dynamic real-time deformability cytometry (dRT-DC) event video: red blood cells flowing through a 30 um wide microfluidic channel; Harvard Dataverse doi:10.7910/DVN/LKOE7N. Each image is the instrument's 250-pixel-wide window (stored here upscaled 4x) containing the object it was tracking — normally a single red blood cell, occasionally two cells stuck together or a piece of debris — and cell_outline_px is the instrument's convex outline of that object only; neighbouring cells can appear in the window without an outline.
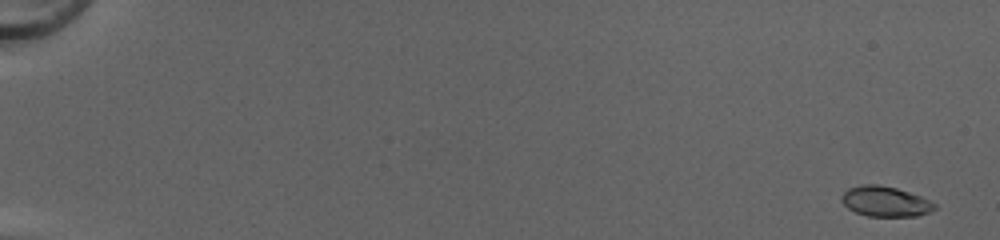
{"species": "common noctule bat (a hibernating species)", "species_latin": "Nyctalus noctula", "temperature_condition": "cold", "stored_images_in_passage": 50, "camera_frame_rate_fps": 3000, "um_per_image_px": 0.085, "animal": {"sex": "female", "body_mass_g": 20.0, "forearm_length_mm": 54.0}, "frame": {"image": 1, "passage_image": 1, "time_ms": 0.0, "image_size_px": [1000, 240], "cell_outline_px": [[936, 208], [928, 212], [916, 216], [868, 216], [856, 212], [848, 208], [840, 200], [840, 196], [848, 188], [860, 184], [876, 184], [896, 188], [920, 196], [936, 204]], "centroid_in_image_um": [75.21, 17.11], "position_along_channel_um": 9.8, "area_um2": 16.3}}
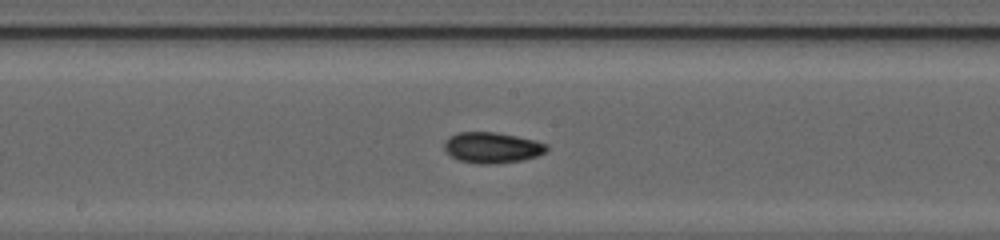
{"frame": {"image": 2, "passage_image": 29, "time_ms": 9.333, "image_size_px": [1000, 240], "cell_outline_px": [[548, 148], [544, 152], [536, 156], [520, 160], [496, 164], [476, 164], [456, 160], [444, 152], [444, 140], [448, 136], [460, 132], [496, 132], [536, 140], [548, 144]], "centroid_in_image_um": [41.77, 12.55], "position_along_channel_um": 206.4, "area_um2": 18.67}}
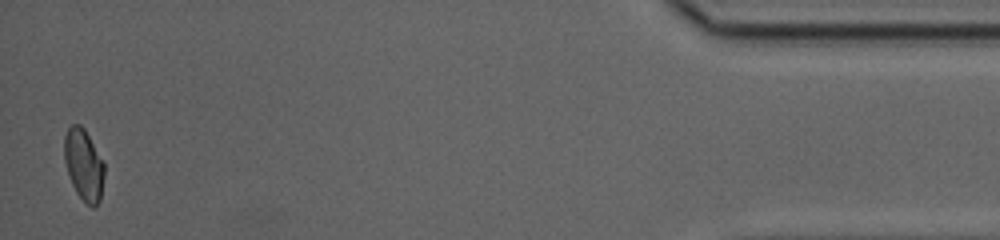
{"frame": {"image": 3, "passage_image": 50, "time_ms": 16.333, "image_size_px": [1000, 240], "cell_outline_px": [[104, 176], [100, 200], [96, 208], [92, 208], [76, 192], [72, 184], [64, 160], [64, 136], [68, 128], [72, 124], [80, 124], [84, 128], [104, 164]], "centroid_in_image_um": [7.11, 14.01], "position_along_channel_um": 428.1, "area_um2": 16.47}, "authors_computed_cell_mechanics": {"area_um2": 17.3111, "velocity_mm_per_s": 4.2281, "shape_relaxation_time_tau1_ms": 5.1323, "shape_relaxation_time_tau2_ms": 1.9711, "deformation_change_tau1": 0.1468, "deformation_change_tau2": 0.0522}}